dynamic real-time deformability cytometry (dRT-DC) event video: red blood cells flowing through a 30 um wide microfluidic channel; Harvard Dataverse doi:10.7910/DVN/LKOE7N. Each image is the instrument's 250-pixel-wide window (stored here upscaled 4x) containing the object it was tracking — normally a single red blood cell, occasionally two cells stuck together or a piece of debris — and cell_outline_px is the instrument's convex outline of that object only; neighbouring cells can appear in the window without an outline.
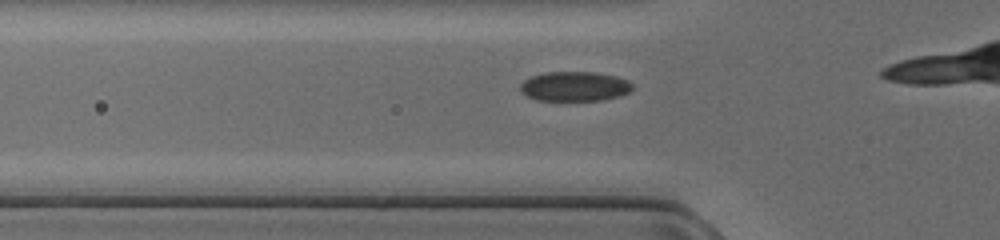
{"species": "common noctule bat (a hibernating species)", "species_latin": "Nyctalus noctula", "temperature_condition": "cold", "stored_images_in_passage": 13, "camera_frame_rate_fps": 3000, "um_per_image_px": 0.085, "animal": {"sex": "female", "body_mass_g": 17.0, "forearm_length_mm": 48.0}, "frame": {"image": 1, "passage_image": 8, "time_ms": 2.333, "image_size_px": [1000, 240], "cell_outline_px": [[632, 88], [628, 92], [620, 96], [600, 100], [536, 100], [524, 96], [520, 92], [520, 84], [524, 80], [532, 76], [544, 72], [592, 72], [616, 76], [628, 80], [632, 84]], "centroid_in_image_um": [48.8, 7.34], "position_along_channel_um": 77.0, "area_um2": 19.42}}
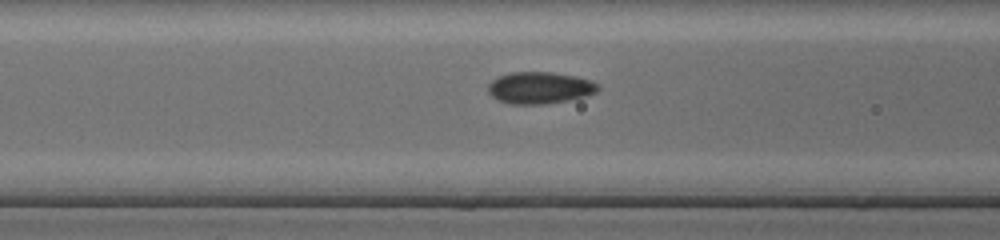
{"frame": {"image": 2, "passage_image": 11, "time_ms": 3.333, "image_size_px": [1000, 240], "cell_outline_px": [[600, 88], [596, 92], [588, 96], [568, 100], [544, 104], [508, 104], [496, 100], [488, 92], [488, 84], [492, 80], [500, 76], [512, 72], [552, 72], [576, 76], [592, 80], [600, 84]], "centroid_in_image_um": [45.91, 7.47], "position_along_channel_um": 120.7, "area_um2": 20.63}}